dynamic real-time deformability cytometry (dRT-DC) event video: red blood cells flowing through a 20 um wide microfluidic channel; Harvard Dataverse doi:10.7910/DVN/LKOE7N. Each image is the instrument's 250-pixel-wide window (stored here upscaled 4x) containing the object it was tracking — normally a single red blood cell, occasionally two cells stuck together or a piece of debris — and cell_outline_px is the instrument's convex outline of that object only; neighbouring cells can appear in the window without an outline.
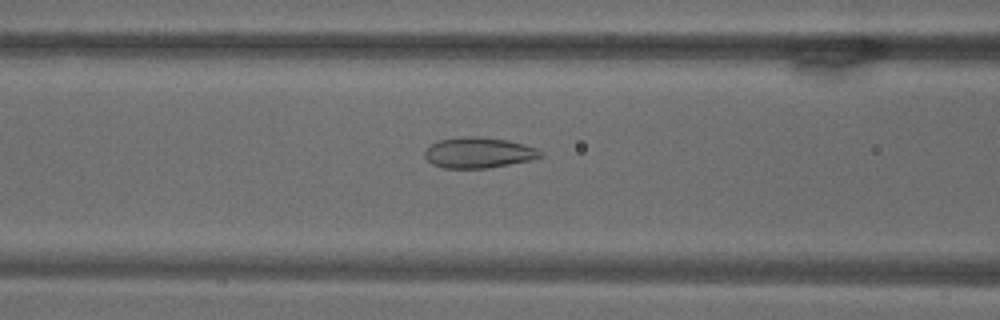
{"species": "common noctule bat (a hibernating species)", "species_latin": "Nyctalus noctula", "temperature_condition": "warm", "stored_images_in_passage": 70, "camera_frame_rate_fps": 3000, "um_per_image_px": 0.085, "animal": {"sex": "male", "body_mass_g": 18.8}, "frame": {"image": 1, "passage_image": 29, "time_ms": 9.333, "image_size_px": [1000, 320], "cell_outline_px": [[544, 156], [532, 160], [488, 168], [444, 168], [432, 164], [424, 156], [424, 152], [432, 144], [440, 140], [460, 136], [480, 136], [508, 140], [524, 144], [536, 148], [544, 152]], "centroid_in_image_um": [40.72, 12.97], "position_along_channel_um": 125.9, "area_um2": 20.87}}
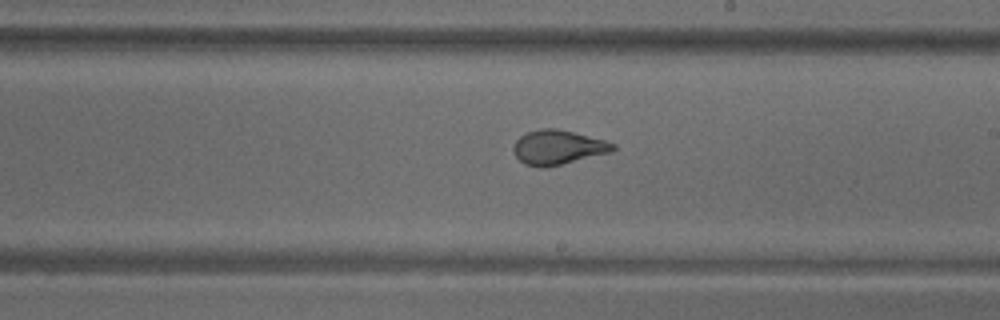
{"frame": {"image": 2, "passage_image": 41, "time_ms": 13.333, "image_size_px": [1000, 320], "cell_outline_px": [[616, 148], [612, 152], [560, 164], [540, 168], [524, 164], [516, 156], [512, 148], [516, 140], [520, 136], [528, 132], [540, 128], [556, 128], [604, 140], [616, 144]], "centroid_in_image_um": [47.41, 12.52], "position_along_channel_um": 241.6, "area_um2": 19.77}}
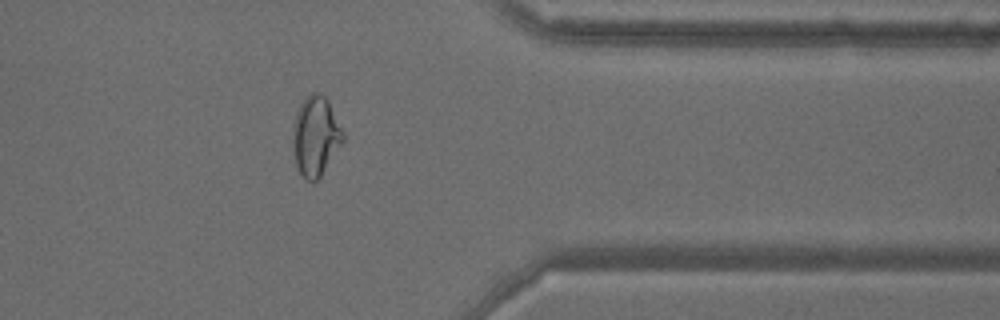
{"frame": {"image": 3, "passage_image": 57, "time_ms": 18.667, "image_size_px": [1000, 320], "cell_outline_px": [[344, 140], [320, 176], [312, 184], [300, 172], [296, 164], [292, 140], [292, 136], [296, 112], [304, 96], [312, 92], [320, 92], [328, 100], [344, 132]], "centroid_in_image_um": [26.82, 11.52], "position_along_channel_um": 384.6, "area_um2": 23.18}}